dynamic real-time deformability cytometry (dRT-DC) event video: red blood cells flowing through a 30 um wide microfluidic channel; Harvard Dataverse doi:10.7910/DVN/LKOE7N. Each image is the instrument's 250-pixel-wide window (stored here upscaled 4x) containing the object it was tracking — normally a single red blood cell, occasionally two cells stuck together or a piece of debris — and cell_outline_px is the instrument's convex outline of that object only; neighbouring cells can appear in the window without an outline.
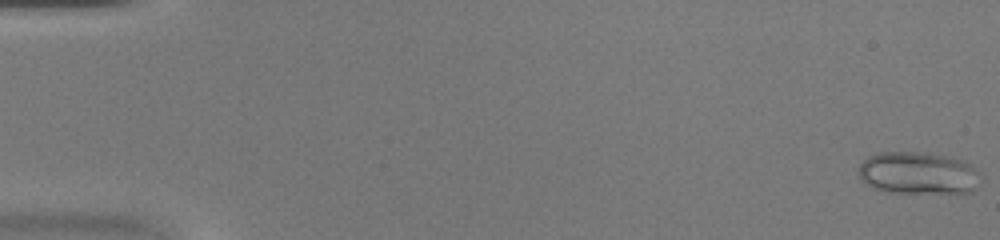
{"species": "common noctule bat (a hibernating species)", "species_latin": "Nyctalus noctula", "temperature_condition": "warm", "stored_images_in_passage": 47, "segment_of_instrument_passage": [1, 2], "camera_frame_rate_fps": 3000, "um_per_image_px": 0.085, "animal": {"sex": "female", "body_mass_g": 20.0, "forearm_length_mm": 54.0}, "frame": {"image": 1, "passage_image": 1, "time_ms": 0.0, "image_size_px": [1000, 240], "cell_outline_px": [[980, 172], [976, 188], [972, 192], [884, 192], [872, 188], [860, 176], [860, 164], [868, 156], [876, 152], [928, 152], [948, 156], [964, 160], [972, 164]], "centroid_in_image_um": [78.07, 14.69], "position_along_channel_um": 6.9, "area_um2": 30.17}}
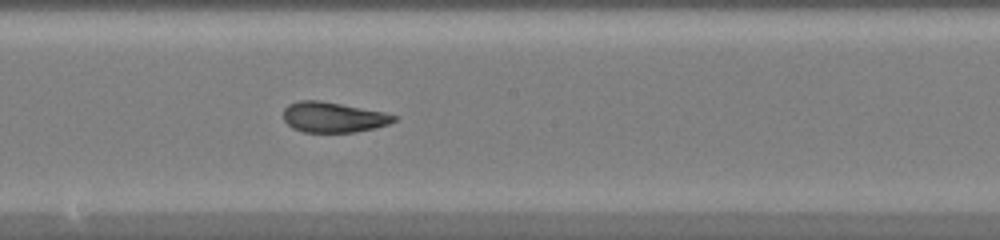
{"frame": {"image": 2, "passage_image": 26, "time_ms": 8.333, "image_size_px": [1000, 240], "cell_outline_px": [[396, 120], [388, 124], [376, 128], [352, 132], [304, 132], [292, 128], [284, 120], [284, 108], [288, 104], [300, 100], [320, 100], [384, 112], [396, 116]], "centroid_in_image_um": [28.31, 9.96], "position_along_channel_um": 219.9, "area_um2": 19.48}}
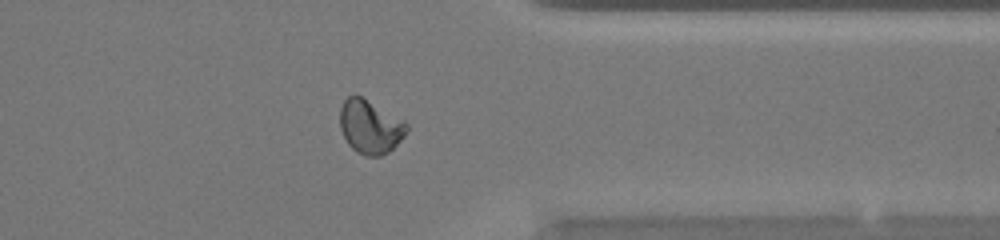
{"frame": {"image": 3, "passage_image": 37, "time_ms": 12.0, "image_size_px": [1000, 240], "cell_outline_px": [[408, 128], [404, 136], [388, 152], [380, 156], [364, 156], [356, 152], [348, 144], [340, 128], [340, 108], [344, 100], [348, 96], [356, 92], [404, 120], [408, 124]], "centroid_in_image_um": [31.44, 10.74], "position_along_channel_um": 380.0, "area_um2": 21.15}}